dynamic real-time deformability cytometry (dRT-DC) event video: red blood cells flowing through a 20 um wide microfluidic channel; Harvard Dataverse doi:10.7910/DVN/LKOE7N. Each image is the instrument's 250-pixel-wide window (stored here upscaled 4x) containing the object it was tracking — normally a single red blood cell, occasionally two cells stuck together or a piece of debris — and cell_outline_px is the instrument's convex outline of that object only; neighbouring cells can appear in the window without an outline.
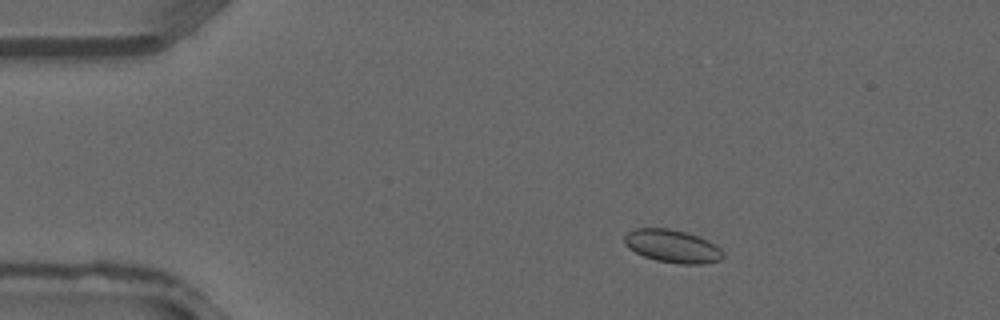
{"species": "common noctule bat (a hibernating species)", "species_latin": "Nyctalus noctula", "temperature_condition": "warm", "stored_images_in_passage": 8, "camera_frame_rate_fps": 3000, "um_per_image_px": 0.085, "animal": {"sex": "male", "forearm_length_mm": 52.5}, "frame": {"image": 1, "passage_image": 6, "time_ms": 1.667, "image_size_px": [1000, 320], "cell_outline_px": [[724, 256], [720, 260], [700, 264], [680, 264], [656, 260], [644, 256], [628, 248], [624, 244], [624, 236], [628, 232], [636, 228], [668, 228], [684, 232], [696, 236], [716, 244], [724, 252]], "centroid_in_image_um": [57.15, 20.93], "position_along_channel_um": 27.9, "area_um2": 18.84}}